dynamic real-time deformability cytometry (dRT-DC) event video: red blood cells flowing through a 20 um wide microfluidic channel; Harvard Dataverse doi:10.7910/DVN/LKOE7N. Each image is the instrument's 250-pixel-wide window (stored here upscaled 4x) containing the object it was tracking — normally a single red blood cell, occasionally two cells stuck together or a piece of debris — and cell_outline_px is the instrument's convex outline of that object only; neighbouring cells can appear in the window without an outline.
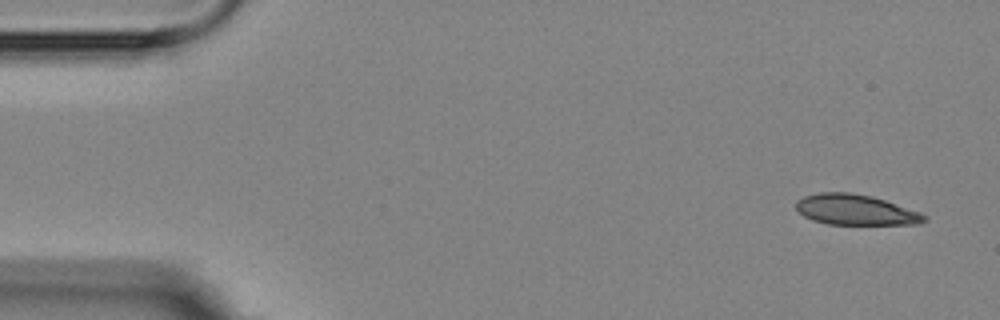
{"species": "Egyptian fruit bat (a non-hibernating species)", "species_latin": "Rousettus aegyptiacus", "temperature_condition": "room temperature", "stored_images_in_passage": 4, "camera_frame_rate_fps": 3000, "um_per_image_px": 0.085, "animal": {"sex": "female"}, "frame": {"image": 1, "passage_image": 1, "time_ms": 0.0, "image_size_px": [1000, 320], "cell_outline_px": [[928, 220], [920, 224], [828, 224], [812, 220], [804, 216], [796, 208], [796, 200], [804, 196], [820, 192], [848, 192], [872, 196], [920, 212], [928, 216]], "centroid_in_image_um": [72.73, 17.83], "position_along_channel_um": 12.3, "area_um2": 22.77}}
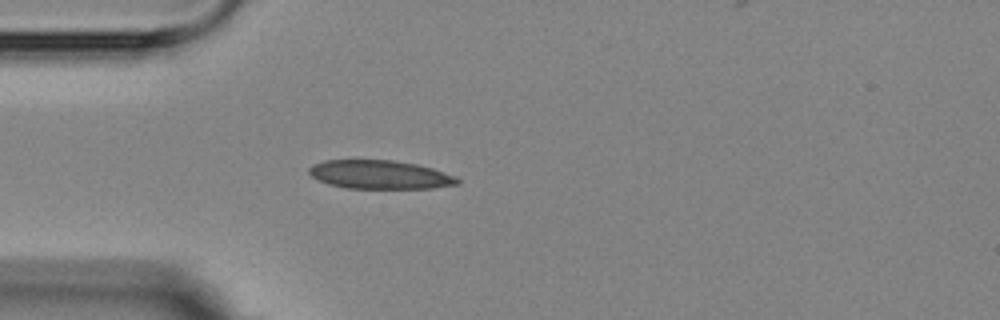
{"frame": {"image": 2, "passage_image": 4, "time_ms": 4.0, "image_size_px": [1000, 320], "cell_outline_px": [[460, 184], [432, 188], [348, 188], [328, 184], [312, 176], [308, 172], [308, 168], [324, 160], [392, 160], [416, 164], [432, 168], [456, 176], [460, 180]], "centroid_in_image_um": [32.32, 14.84], "position_along_channel_um": 52.7, "area_um2": 24.62}}